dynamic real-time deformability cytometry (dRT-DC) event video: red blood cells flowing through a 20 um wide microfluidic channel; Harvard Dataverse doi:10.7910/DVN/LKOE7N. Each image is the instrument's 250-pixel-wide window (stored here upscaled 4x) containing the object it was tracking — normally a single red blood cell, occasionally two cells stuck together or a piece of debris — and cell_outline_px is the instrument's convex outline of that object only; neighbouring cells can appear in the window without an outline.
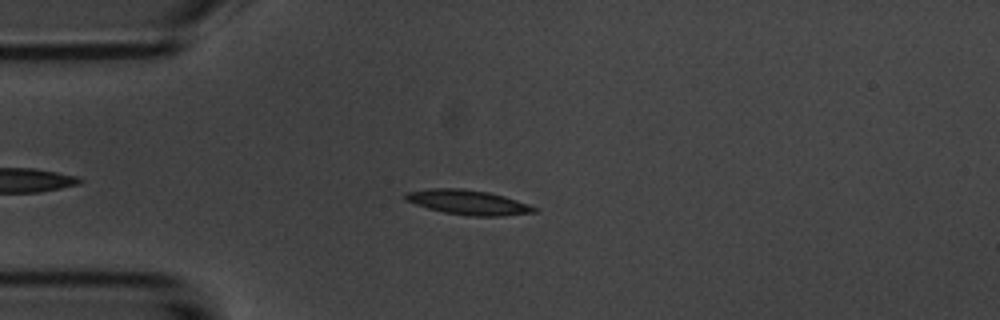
{"species": "common noctule bat (a hibernating species)", "species_latin": "Nyctalus noctula", "temperature_condition": "room temperature", "stored_images_in_passage": 5, "camera_frame_rate_fps": 3000, "um_per_image_px": 0.085, "animal": {"sex": "male", "body_mass_g": 20.1, "forearm_length_mm": 53.5}, "frame": {"image": 1, "passage_image": 3, "time_ms": 2.333, "image_size_px": [1000, 320], "cell_outline_px": [[540, 208], [536, 212], [500, 216], [472, 216], [444, 212], [428, 208], [404, 200], [404, 192], [428, 188], [464, 188], [488, 192], [504, 196]], "centroid_in_image_um": [39.77, 17.18], "position_along_channel_um": 45.2, "area_um2": 18.61}}
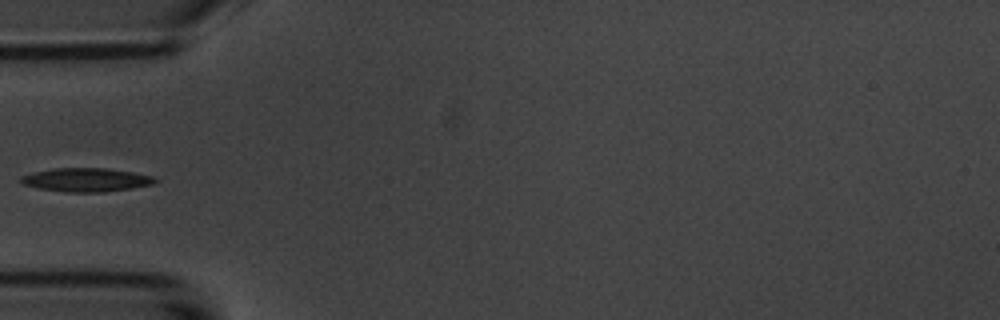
{"frame": {"image": 2, "passage_image": 4, "time_ms": 3.667, "image_size_px": [1000, 320], "cell_outline_px": [[160, 180], [152, 184], [132, 188], [104, 192], [68, 192], [40, 188], [24, 184], [20, 180], [20, 176], [52, 168], [104, 168], [132, 172], [152, 176]], "centroid_in_image_um": [7.36, 15.28], "position_along_channel_um": 77.6, "area_um2": 18.26}}